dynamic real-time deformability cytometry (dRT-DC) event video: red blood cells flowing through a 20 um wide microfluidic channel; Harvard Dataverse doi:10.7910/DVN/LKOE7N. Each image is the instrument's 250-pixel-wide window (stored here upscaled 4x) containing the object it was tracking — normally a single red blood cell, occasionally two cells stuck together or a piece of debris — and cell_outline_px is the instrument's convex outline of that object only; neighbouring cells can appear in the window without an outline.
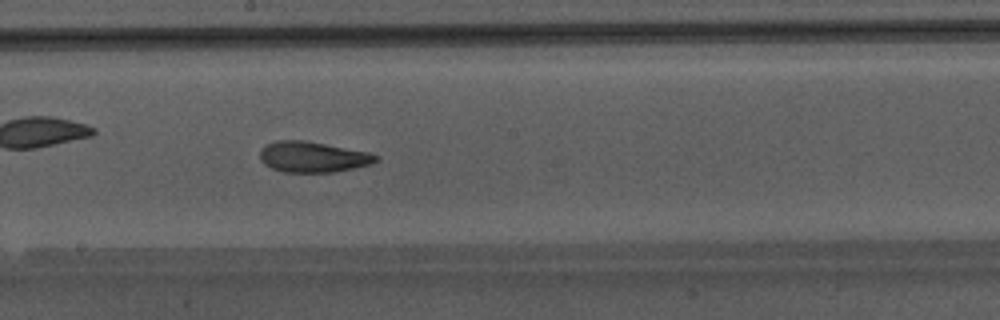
{"species": "Egyptian fruit bat (a non-hibernating species)", "species_latin": "Rousettus aegyptiacus", "temperature_condition": "warm", "stored_images_in_passage": 47, "camera_frame_rate_fps": 3000, "um_per_image_px": 0.085, "animal": {"sex": "male"}, "frame": {"image": 1, "passage_image": 27, "time_ms": 8.667, "image_size_px": [1000, 320], "cell_outline_px": [[380, 156], [376, 160], [368, 164], [352, 168], [332, 172], [284, 172], [272, 168], [264, 164], [260, 160], [260, 152], [268, 144], [276, 140], [304, 140], [368, 152]], "centroid_in_image_um": [26.56, 13.33], "position_along_channel_um": 221.6, "area_um2": 20.4}, "authors_computed_cell_mechanics": {"area_um2": 21.3282, "velocity_mm_per_s": 4.2643, "shape_relaxation_time_tau1_ms": 6.2985, "shape_relaxation_time_tau2_ms": 1.5703, "deformation_change_tau1": 0.1804, "deformation_change_tau2": 0.079}}